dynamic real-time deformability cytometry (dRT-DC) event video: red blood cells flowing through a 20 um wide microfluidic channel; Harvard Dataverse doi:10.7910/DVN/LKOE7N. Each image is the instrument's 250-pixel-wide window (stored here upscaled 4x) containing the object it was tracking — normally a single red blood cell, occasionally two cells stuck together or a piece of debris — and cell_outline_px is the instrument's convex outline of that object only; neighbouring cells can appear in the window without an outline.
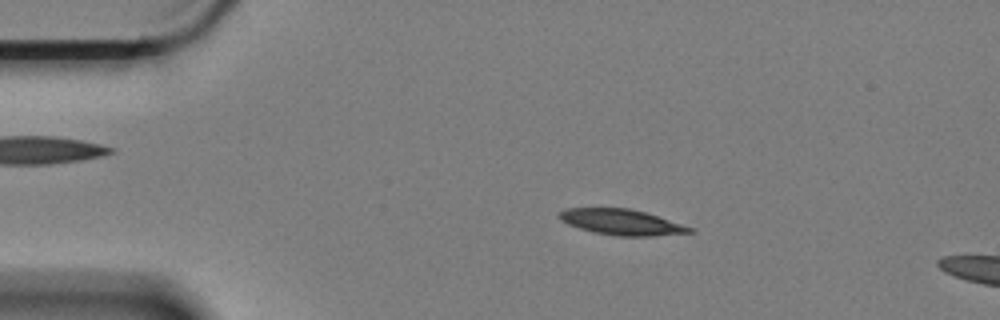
{"species": "Egyptian fruit bat (a non-hibernating species)", "species_latin": "Rousettus aegyptiacus", "temperature_condition": "cold", "stored_images_in_passage": 53, "segment_of_instrument_passage": [1, 2], "camera_frame_rate_fps": 3000, "um_per_image_px": 0.085, "animal": {"sex": "female"}, "frame": {"image": 1, "passage_image": 4, "time_ms": 1.0, "image_size_px": [1000, 320], "cell_outline_px": [[696, 232], [648, 236], [616, 236], [592, 232], [568, 224], [560, 216], [560, 212], [568, 208], [628, 208], [644, 212], [692, 228]], "centroid_in_image_um": [52.83, 18.89], "position_along_channel_um": 32.2, "area_um2": 19.02}}
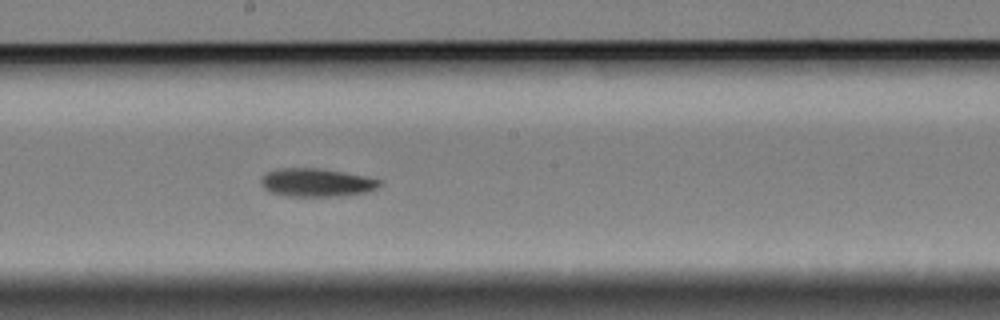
{"frame": {"image": 2, "passage_image": 25, "time_ms": 8.0, "image_size_px": [1000, 320], "cell_outline_px": [[384, 184], [368, 192], [340, 196], [288, 196], [268, 192], [260, 184], [260, 180], [268, 172], [276, 168], [320, 168], [344, 172], [384, 180]], "centroid_in_image_um": [26.93, 15.52], "position_along_channel_um": 221.3, "area_um2": 19.77}}
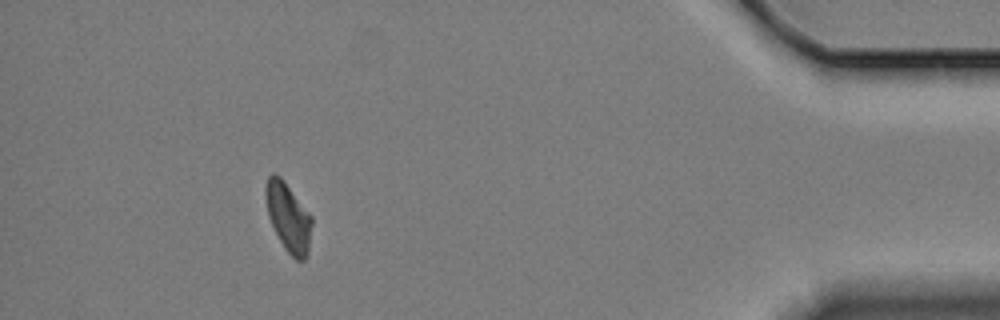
{"frame": {"image": 3, "passage_image": 47, "time_ms": 15.333, "image_size_px": [1000, 320], "cell_outline_px": [[312, 224], [308, 252], [304, 260], [296, 260], [284, 248], [268, 216], [264, 192], [264, 188], [268, 176], [272, 172], [276, 172], [284, 180], [312, 216]], "centroid_in_image_um": [24.49, 18.42], "position_along_channel_um": 410.7, "area_um2": 18.55}}